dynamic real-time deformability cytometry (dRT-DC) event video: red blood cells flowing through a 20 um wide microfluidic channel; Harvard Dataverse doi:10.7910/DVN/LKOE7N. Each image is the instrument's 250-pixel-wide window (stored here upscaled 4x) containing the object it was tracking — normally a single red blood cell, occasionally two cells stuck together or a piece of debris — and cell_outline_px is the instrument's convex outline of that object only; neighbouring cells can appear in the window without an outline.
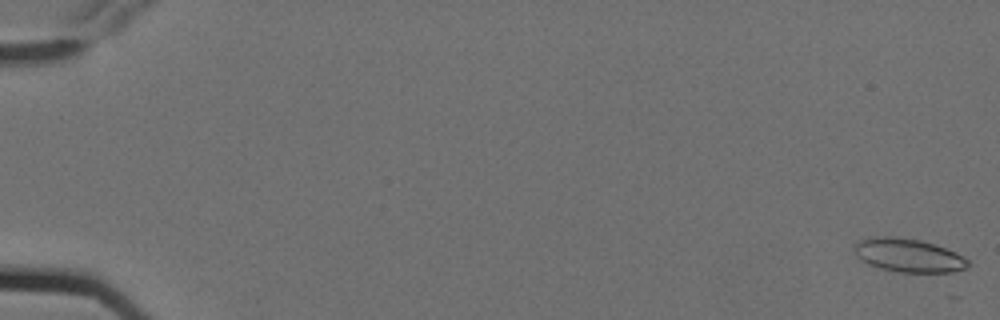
{"species": "Egyptian fruit bat (a non-hibernating species)", "species_latin": "Rousettus aegyptiacus", "temperature_condition": "cold", "stored_images_in_passage": 6, "camera_frame_rate_fps": 3000, "um_per_image_px": 0.085, "animal": {"sex": "female"}, "frame": {"image": 1, "passage_image": 1, "time_ms": 0.0, "image_size_px": [1000, 320], "cell_outline_px": [[968, 268], [952, 272], [900, 272], [880, 268], [868, 264], [856, 256], [856, 240], [872, 236], [892, 236], [920, 240], [956, 252], [968, 260]], "centroid_in_image_um": [77.2, 21.7], "position_along_channel_um": 7.8, "area_um2": 22.08}}